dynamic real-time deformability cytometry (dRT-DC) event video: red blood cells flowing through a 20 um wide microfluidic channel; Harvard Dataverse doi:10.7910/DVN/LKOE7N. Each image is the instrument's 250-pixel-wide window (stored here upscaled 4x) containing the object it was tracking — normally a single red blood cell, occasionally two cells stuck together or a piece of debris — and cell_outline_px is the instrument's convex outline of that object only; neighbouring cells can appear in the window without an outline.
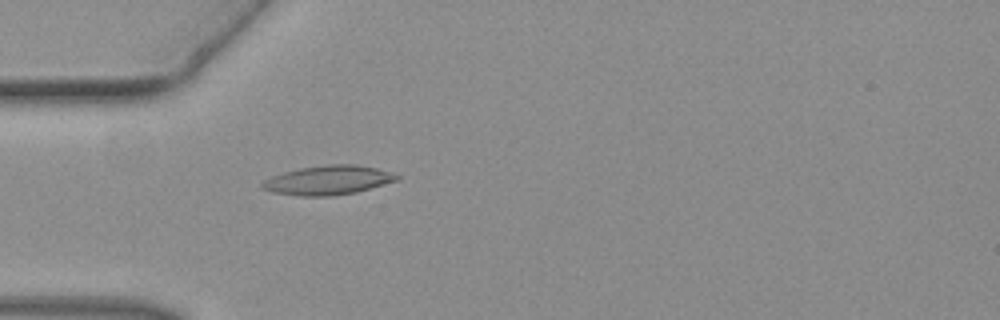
{"species": "common noctule bat (a hibernating species)", "species_latin": "Nyctalus noctula", "temperature_condition": "warm", "stored_images_in_passage": 49, "camera_frame_rate_fps": 3000, "um_per_image_px": 0.085, "animal": {"sex": "female", "body_mass_g": 19.3, "forearm_length_mm": 54.1}, "frame": {"image": 1, "passage_image": 15, "time_ms": 4.667, "image_size_px": [1000, 320], "cell_outline_px": [[400, 180], [356, 192], [332, 196], [300, 196], [272, 192], [260, 188], [260, 184], [264, 180], [272, 176], [284, 172], [300, 168], [328, 164], [356, 164], [376, 168], [392, 172], [400, 176]], "centroid_in_image_um": [27.9, 15.31], "position_along_channel_um": 57.1, "area_um2": 23.06}}
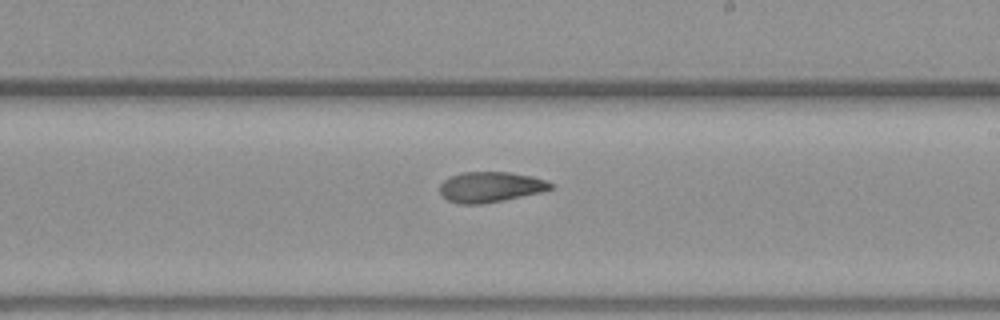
{"frame": {"image": 2, "passage_image": 29, "time_ms": 9.333, "image_size_px": [1000, 320], "cell_outline_px": [[552, 188], [540, 192], [504, 200], [484, 204], [456, 204], [448, 200], [440, 192], [440, 184], [448, 176], [460, 172], [508, 172], [532, 176], [544, 180], [552, 184]], "centroid_in_image_um": [41.63, 15.89], "position_along_channel_um": 247.4, "area_um2": 19.65}}
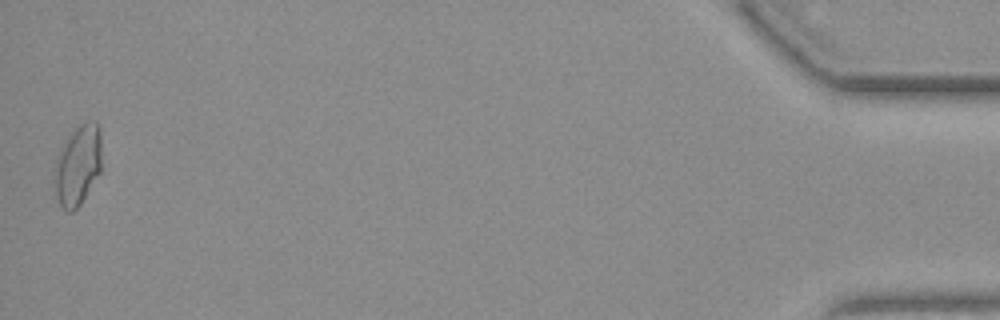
{"frame": {"image": 3, "passage_image": 49, "time_ms": 16.0, "image_size_px": [1000, 320], "cell_outline_px": [[100, 172], [80, 204], [72, 212], [68, 212], [60, 204], [56, 196], [56, 160], [60, 148], [68, 136], [84, 120], [96, 120], [100, 128]], "centroid_in_image_um": [6.64, 13.99], "position_along_channel_um": 428.6, "area_um2": 21.68}}